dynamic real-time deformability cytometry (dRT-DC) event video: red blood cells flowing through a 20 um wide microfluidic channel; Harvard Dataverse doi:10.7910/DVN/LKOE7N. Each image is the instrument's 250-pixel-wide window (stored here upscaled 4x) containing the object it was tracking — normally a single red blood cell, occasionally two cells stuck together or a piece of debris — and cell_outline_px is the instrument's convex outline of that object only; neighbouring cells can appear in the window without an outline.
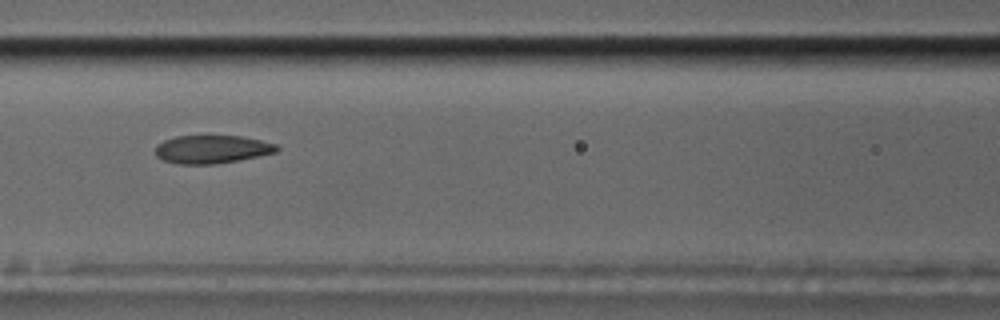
{"species": "common noctule bat (a hibernating species)", "species_latin": "Nyctalus noctula", "temperature_condition": "cold", "stored_images_in_passage": 42, "camera_frame_rate_fps": 3000, "um_per_image_px": 0.085, "animal": {"sex": "male", "body_mass_g": 17.5, "forearm_length_mm": 52.3}, "frame": {"image": 1, "passage_image": 10, "time_ms": 3.0, "image_size_px": [1000, 320], "cell_outline_px": [[280, 148], [276, 152], [236, 160], [212, 164], [176, 164], [164, 160], [156, 156], [156, 144], [164, 140], [176, 136], [240, 136], [260, 140], [276, 144]], "centroid_in_image_um": [17.98, 12.68], "position_along_channel_um": 148.6, "area_um2": 19.71}}
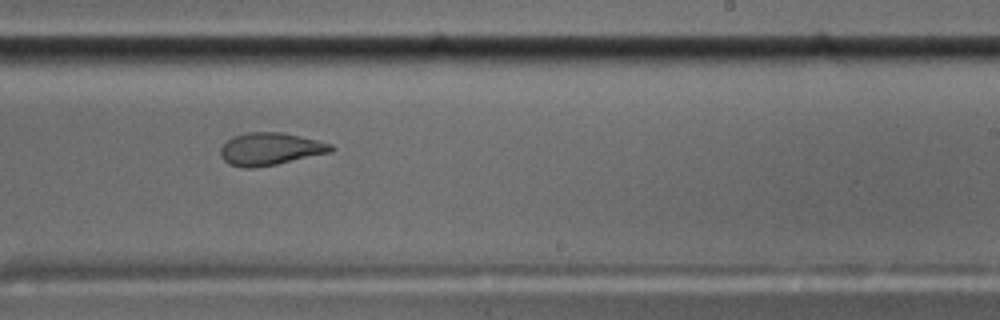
{"frame": {"image": 2, "passage_image": 20, "time_ms": 6.333, "image_size_px": [1000, 320], "cell_outline_px": [[336, 148], [332, 152], [276, 164], [252, 168], [244, 168], [228, 164], [220, 156], [220, 148], [228, 140], [236, 136], [248, 132], [280, 132], [300, 136], [332, 144]], "centroid_in_image_um": [22.98, 12.67], "position_along_channel_um": 266.0, "area_um2": 20.81}}
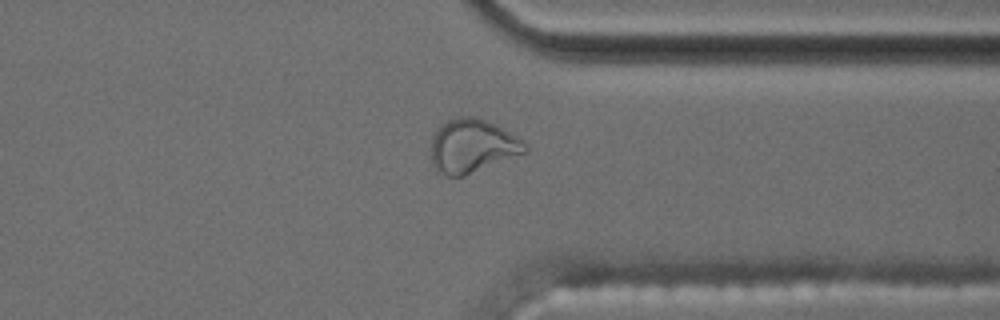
{"frame": {"image": 3, "passage_image": 29, "time_ms": 9.333, "image_size_px": [1000, 320], "cell_outline_px": [[528, 152], [464, 176], [448, 176], [436, 172], [432, 164], [432, 136], [440, 124], [456, 116], [472, 116], [484, 120], [516, 136], [528, 148]], "centroid_in_image_um": [40.1, 12.42], "position_along_channel_um": 371.3, "area_um2": 29.19}, "authors_computed_cell_mechanics": {"area_um2": 21.7039, "velocity_mm_per_s": 3.5401, "shape_relaxation_time_tau1_ms": null, "shape_relaxation_time_tau2_ms": 1.4766, "deformation_change_tau1": null, "deformation_change_tau2": 0.0653}}